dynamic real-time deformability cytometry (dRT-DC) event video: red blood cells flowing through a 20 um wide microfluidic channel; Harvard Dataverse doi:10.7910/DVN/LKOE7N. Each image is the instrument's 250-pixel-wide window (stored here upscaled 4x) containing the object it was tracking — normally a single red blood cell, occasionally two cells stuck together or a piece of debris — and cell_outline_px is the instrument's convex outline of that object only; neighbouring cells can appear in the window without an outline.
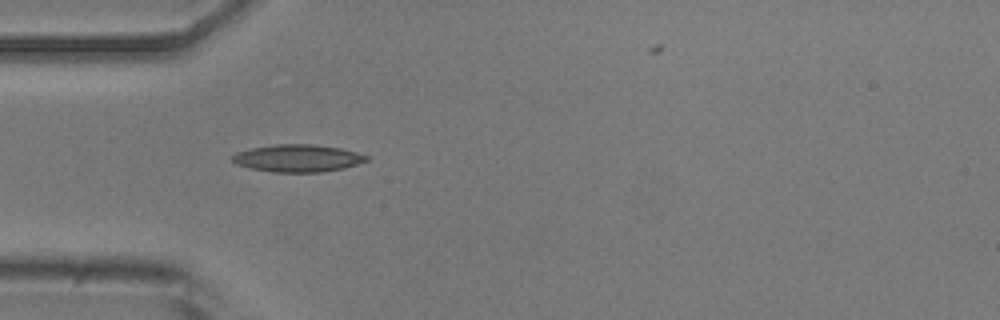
{"species": "common noctule bat (a hibernating species)", "species_latin": "Nyctalus noctula", "temperature_condition": "room temperature", "stored_images_in_passage": 5, "camera_frame_rate_fps": 3000, "um_per_image_px": 0.085, "animal": {"sex": "male", "body_mass_g": 20.5, "forearm_length_mm": 52.5}, "frame": {"image": 1, "passage_image": 4, "time_ms": 1.0, "image_size_px": [1000, 320], "cell_outline_px": [[368, 160], [344, 168], [320, 172], [276, 172], [252, 168], [236, 164], [232, 160], [232, 156], [236, 152], [252, 148], [276, 144], [312, 144], [340, 148], [356, 152], [368, 156]], "centroid_in_image_um": [25.31, 13.44], "position_along_channel_um": 59.7, "area_um2": 21.15}}
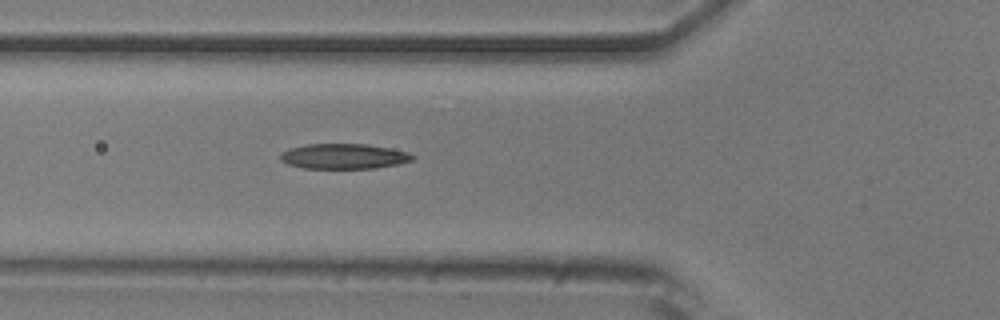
{"frame": {"image": 2, "passage_image": 5, "time_ms": 1.333, "image_size_px": [1000, 320], "cell_outline_px": [[416, 156], [412, 160], [400, 164], [376, 168], [304, 168], [288, 164], [280, 160], [280, 152], [288, 148], [304, 144], [368, 144], [392, 148], [408, 152]], "centroid_in_image_um": [29.23, 13.28], "position_along_channel_um": 96.6, "area_um2": 19.65}}